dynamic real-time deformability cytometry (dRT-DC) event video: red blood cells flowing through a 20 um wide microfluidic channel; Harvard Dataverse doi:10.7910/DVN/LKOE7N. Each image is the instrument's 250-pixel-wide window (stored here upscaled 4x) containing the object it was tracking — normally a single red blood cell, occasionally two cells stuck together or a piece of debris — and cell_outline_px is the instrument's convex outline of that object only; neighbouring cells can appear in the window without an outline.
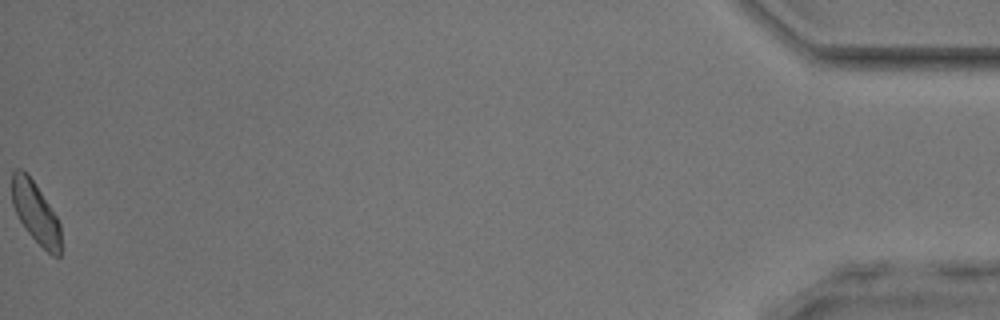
{"species": "common noctule bat (a hibernating species)", "species_latin": "Nyctalus noctula", "temperature_condition": "room temperature", "stored_images_in_passage": 50, "camera_frame_rate_fps": 3000, "um_per_image_px": 0.085, "animal": {"sex": "male", "body_mass_g": 17.9, "forearm_length_mm": 54.2}, "frame": {"image": 1, "passage_image": 50, "time_ms": 16.333, "image_size_px": [1000, 320], "cell_outline_px": [[60, 256], [52, 256], [28, 232], [20, 220], [12, 204], [12, 172], [16, 168], [20, 168], [32, 180], [56, 216], [60, 224]], "centroid_in_image_um": [3.01, 18.08], "position_along_channel_um": 432.2, "area_um2": 16.88}, "authors_computed_cell_mechanics": {"area_um2": 18.496, "velocity_mm_per_s": 3.9724, "shape_relaxation_time_tau1_ms": 3.6994, "shape_relaxation_time_tau2_ms": 2.9711, "deformation_change_tau1": 0.0835, "deformation_change_tau2": 0.0785}}